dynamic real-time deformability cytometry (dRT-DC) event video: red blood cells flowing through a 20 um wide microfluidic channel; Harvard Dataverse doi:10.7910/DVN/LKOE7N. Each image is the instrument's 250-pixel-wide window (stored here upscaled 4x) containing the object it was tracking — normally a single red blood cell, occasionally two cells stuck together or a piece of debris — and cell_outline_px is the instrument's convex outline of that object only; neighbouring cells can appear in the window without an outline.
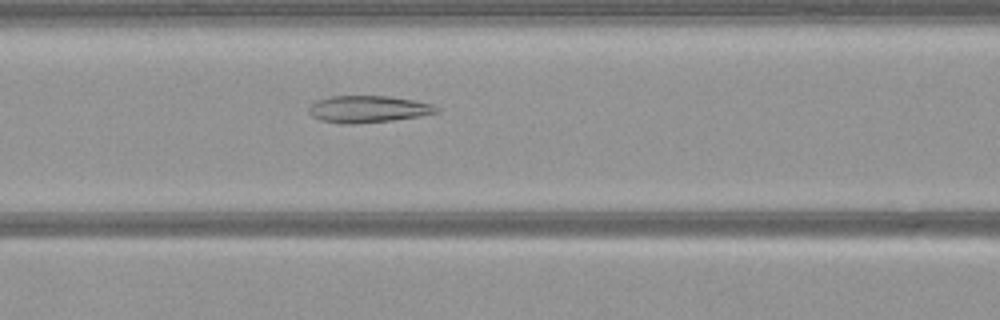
{"species": "common noctule bat (a hibernating species)", "species_latin": "Nyctalus noctula", "temperature_condition": "warm", "stored_images_in_passage": 46, "camera_frame_rate_fps": 3000, "um_per_image_px": 0.085, "animal": {"sex": "female", "body_mass_g": 21.9}, "frame": {"image": 1, "passage_image": 21, "time_ms": 6.667, "image_size_px": [1000, 320], "cell_outline_px": [[440, 112], [420, 116], [392, 120], [356, 124], [340, 124], [320, 120], [312, 116], [308, 112], [308, 108], [316, 100], [332, 96], [388, 96], [412, 100], [432, 104], [440, 108]], "centroid_in_image_um": [31.28, 9.28], "position_along_channel_um": 135.3, "area_um2": 20.11}}
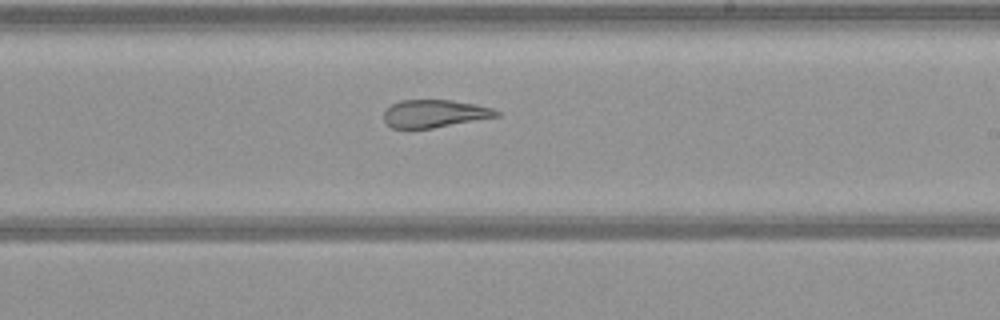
{"frame": {"image": 2, "passage_image": 30, "time_ms": 9.667, "image_size_px": [1000, 320], "cell_outline_px": [[500, 116], [432, 128], [392, 128], [384, 120], [384, 112], [392, 104], [400, 100], [452, 100], [476, 104], [492, 108], [500, 112]], "centroid_in_image_um": [36.96, 9.65], "position_along_channel_um": 252.0, "area_um2": 18.09}}
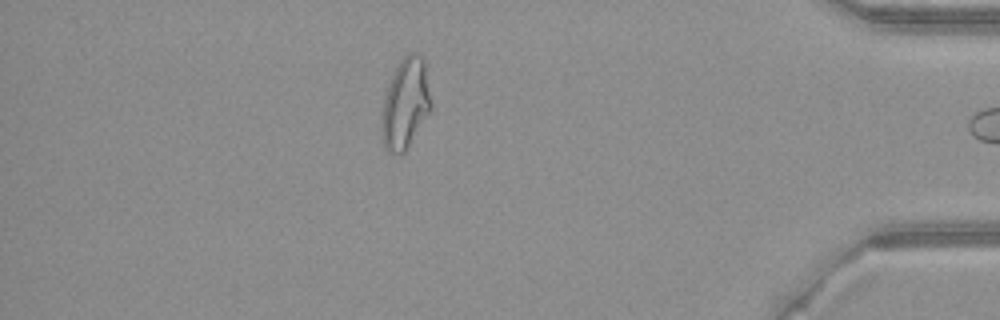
{"frame": {"image": 3, "passage_image": 45, "time_ms": 14.667, "image_size_px": [1000, 320], "cell_outline_px": [[432, 108], [404, 152], [388, 152], [384, 148], [380, 128], [384, 96], [388, 84], [400, 60], [408, 52], [416, 52], [424, 60], [432, 104]], "centroid_in_image_um": [34.45, 8.79], "position_along_channel_um": 400.8, "area_um2": 25.89}}